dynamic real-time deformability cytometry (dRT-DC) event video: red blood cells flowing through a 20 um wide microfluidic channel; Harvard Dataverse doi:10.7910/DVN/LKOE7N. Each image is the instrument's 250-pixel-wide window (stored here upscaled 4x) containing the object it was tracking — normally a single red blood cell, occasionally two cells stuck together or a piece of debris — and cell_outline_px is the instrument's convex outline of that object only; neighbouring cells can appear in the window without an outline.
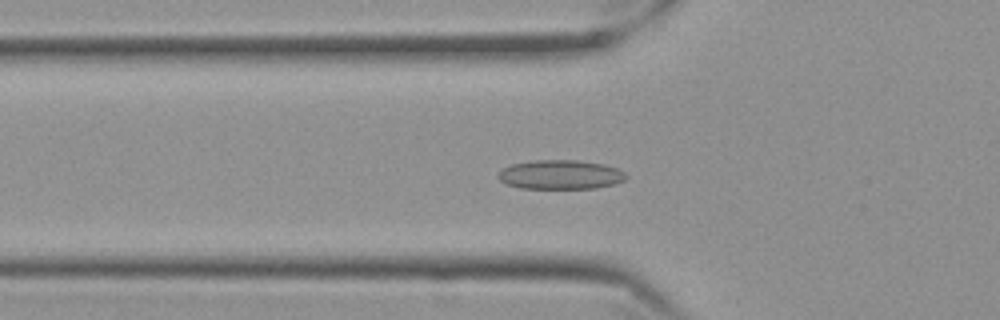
{"species": "Egyptian fruit bat (a non-hibernating species)", "species_latin": "Rousettus aegyptiacus", "temperature_condition": "cold", "stored_images_in_passage": 46, "camera_frame_rate_fps": 3000, "um_per_image_px": 0.085, "frame": {"image": 1, "passage_image": 8, "time_ms": 2.333, "image_size_px": [1000, 320], "cell_outline_px": [[628, 176], [624, 180], [616, 184], [596, 188], [520, 188], [508, 184], [500, 180], [496, 176], [504, 168], [512, 164], [532, 160], [576, 160], [604, 164], [616, 168], [624, 172]], "centroid_in_image_um": [47.66, 14.84], "position_along_channel_um": 78.1, "area_um2": 21.73}}
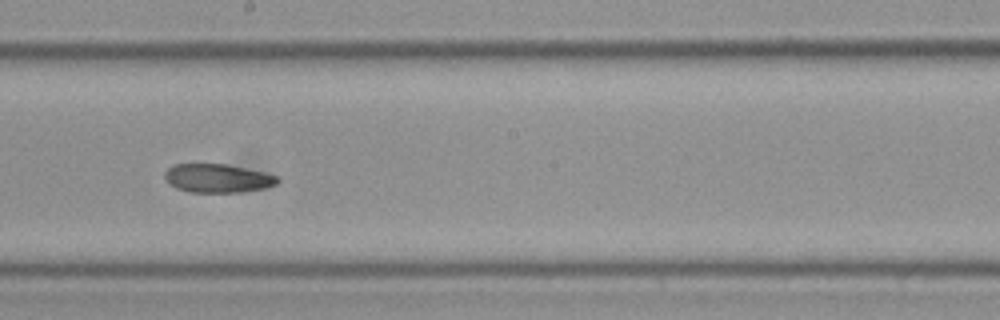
{"frame": {"image": 2, "passage_image": 21, "time_ms": 6.667, "image_size_px": [1000, 320], "cell_outline_px": [[280, 180], [276, 184], [264, 188], [240, 192], [188, 192], [176, 188], [164, 176], [164, 172], [172, 164], [228, 164], [276, 176]], "centroid_in_image_um": [18.46, 15.15], "position_along_channel_um": 229.7, "area_um2": 18.55}}
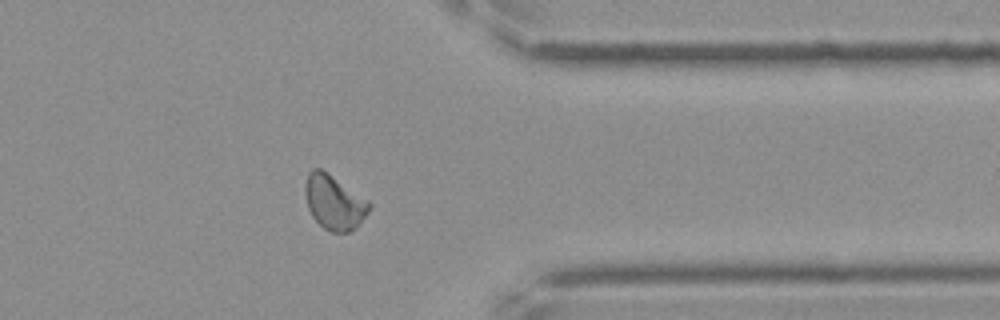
{"frame": {"image": 3, "passage_image": 35, "time_ms": 11.333, "image_size_px": [1000, 320], "cell_outline_px": [[372, 204], [368, 212], [360, 224], [356, 228], [348, 232], [332, 232], [324, 228], [312, 216], [308, 208], [304, 192], [304, 184], [308, 172], [312, 168], [320, 168], [368, 200]], "centroid_in_image_um": [28.39, 17.2], "position_along_channel_um": 383.0, "area_um2": 20.29}, "authors_computed_cell_mechanics": {"area_um2": 19.7387, "velocity_mm_per_s": 3.477, "shape_relaxation_time_tau1_ms": null, "shape_relaxation_time_tau2_ms": 2.6911, "deformation_change_tau1": null, "deformation_change_tau2": 0.0597}}